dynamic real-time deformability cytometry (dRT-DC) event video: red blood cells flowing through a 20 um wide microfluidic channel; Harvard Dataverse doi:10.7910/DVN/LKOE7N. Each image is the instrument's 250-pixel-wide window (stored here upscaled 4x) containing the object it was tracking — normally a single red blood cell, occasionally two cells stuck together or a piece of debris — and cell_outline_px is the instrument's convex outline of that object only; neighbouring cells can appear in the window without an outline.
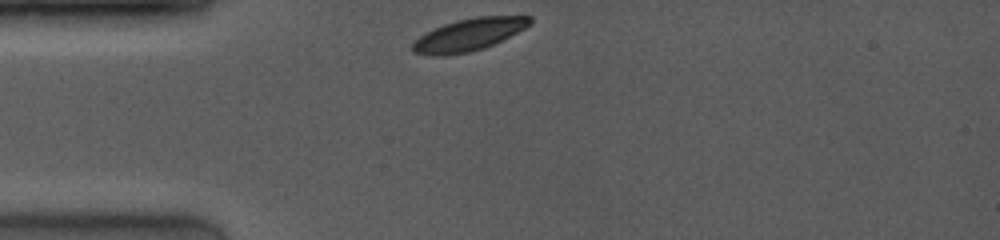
{"species": "common noctule bat (a hibernating species)", "species_latin": "Nyctalus noctula", "temperature_condition": "room temperature", "stored_images_in_passage": 42, "camera_frame_rate_fps": 4000, "um_per_image_px": 0.085, "animal": {"sex": "female", "body_mass_g": 19.0, "forearm_length_mm": 53.3}, "frame": {"image": 1, "passage_image": 1, "time_ms": 0.0, "image_size_px": [1000, 240], "cell_outline_px": [[532, 24], [484, 48], [468, 52], [444, 56], [432, 56], [412, 52], [412, 44], [420, 36], [444, 24], [456, 20], [476, 16], [532, 16]], "centroid_in_image_um": [39.84, 2.95], "position_along_channel_um": 45.2, "area_um2": 21.79}}
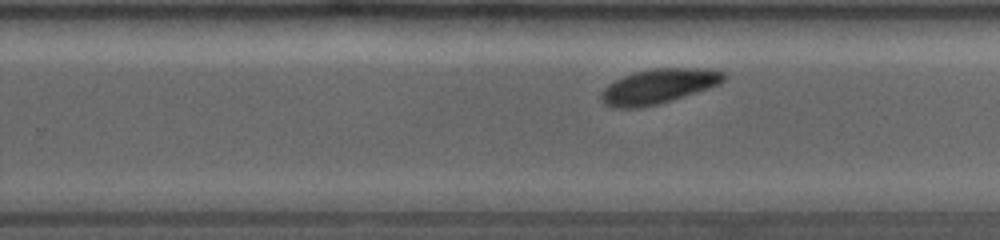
{"frame": {"image": 2, "passage_image": 27, "time_ms": 6.25, "image_size_px": [1000, 240], "cell_outline_px": [[728, 76], [720, 84], [696, 92], [656, 104], [640, 108], [612, 108], [604, 104], [600, 100], [600, 92], [608, 84], [632, 72], [652, 68], [708, 68], [724, 72]], "centroid_in_image_um": [55.95, 7.32], "position_along_channel_um": 273.9, "area_um2": 24.91}}
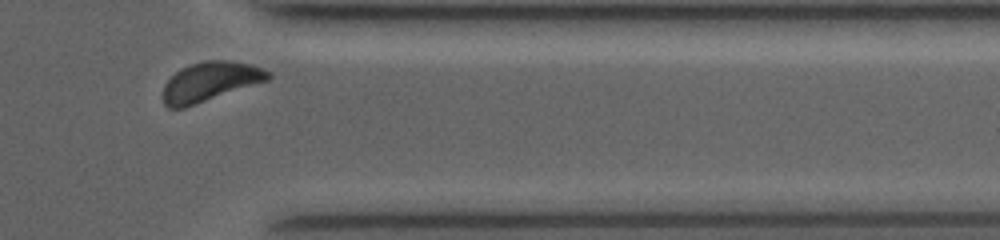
{"frame": {"image": 3, "passage_image": 39, "time_ms": 9.25, "image_size_px": [1000, 240], "cell_outline_px": [[272, 76], [268, 80], [184, 108], [168, 108], [164, 104], [164, 84], [180, 68], [188, 64], [204, 60], [228, 60], [252, 64], [272, 72]], "centroid_in_image_um": [17.88, 6.92], "position_along_channel_um": 393.5, "area_um2": 24.1}, "authors_computed_cell_mechanics": {"area_um2": 24.2182, "velocity_mm_per_s": 3.9744, "shape_relaxation_time_tau1_ms": 3.1921, "shape_relaxation_time_tau2_ms": null, "deformation_change_tau1": 0.1361, "deformation_change_tau2": null}}